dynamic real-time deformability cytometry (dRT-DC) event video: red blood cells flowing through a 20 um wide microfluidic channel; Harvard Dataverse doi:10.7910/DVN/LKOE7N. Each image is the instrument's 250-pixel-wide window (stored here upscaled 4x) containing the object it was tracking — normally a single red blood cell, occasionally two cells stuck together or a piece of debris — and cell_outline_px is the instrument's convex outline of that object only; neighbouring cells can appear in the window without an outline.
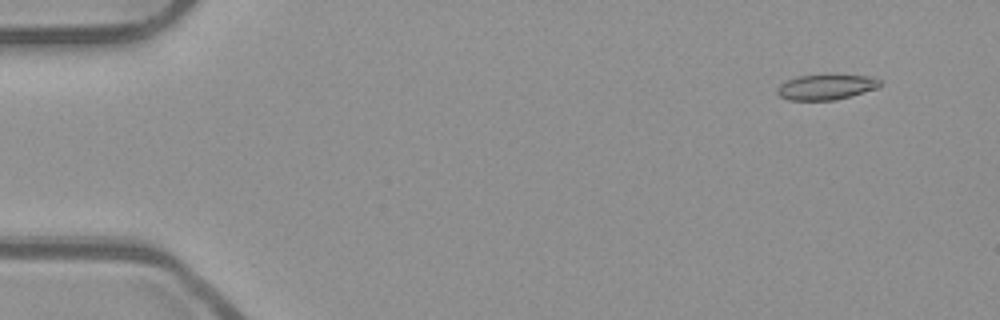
{"species": "common noctule bat (a hibernating species)", "species_latin": "Nyctalus noctula", "temperature_condition": "room temperature", "stored_images_in_passage": 53, "camera_frame_rate_fps": 3000, "um_per_image_px": 0.085, "animal": {"sex": "male", "body_mass_g": 23.1, "forearm_length_mm": 52.7}, "frame": {"image": 1, "passage_image": 5, "time_ms": 1.333, "image_size_px": [1000, 320], "cell_outline_px": [[880, 84], [876, 88], [836, 100], [788, 100], [780, 96], [776, 92], [776, 88], [780, 84], [796, 76], [872, 76], [880, 80]], "centroid_in_image_um": [70.16, 7.42], "position_along_channel_um": 14.8, "area_um2": 14.74}}
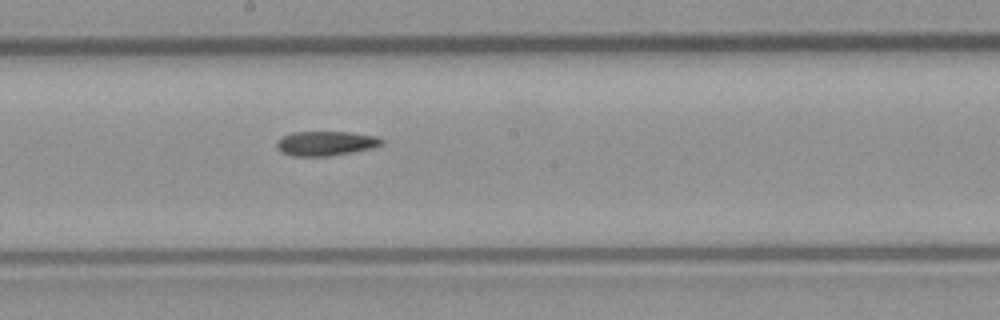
{"frame": {"image": 2, "passage_image": 30, "time_ms": 9.667, "image_size_px": [1000, 320], "cell_outline_px": [[384, 144], [376, 148], [328, 156], [292, 156], [284, 152], [276, 144], [284, 136], [292, 132], [348, 132], [376, 136], [384, 140]], "centroid_in_image_um": [27.79, 12.19], "position_along_channel_um": 220.4, "area_um2": 14.85}}
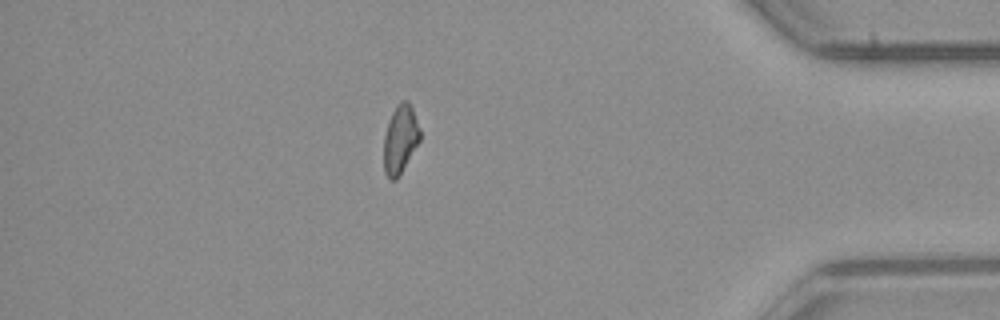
{"frame": {"image": 3, "passage_image": 47, "time_ms": 15.333, "image_size_px": [1000, 320], "cell_outline_px": [[420, 140], [396, 180], [388, 180], [384, 172], [384, 136], [392, 112], [396, 104], [400, 100], [408, 100], [412, 104], [420, 128]], "centroid_in_image_um": [34.03, 11.79], "position_along_channel_um": 401.2, "area_um2": 14.57}}